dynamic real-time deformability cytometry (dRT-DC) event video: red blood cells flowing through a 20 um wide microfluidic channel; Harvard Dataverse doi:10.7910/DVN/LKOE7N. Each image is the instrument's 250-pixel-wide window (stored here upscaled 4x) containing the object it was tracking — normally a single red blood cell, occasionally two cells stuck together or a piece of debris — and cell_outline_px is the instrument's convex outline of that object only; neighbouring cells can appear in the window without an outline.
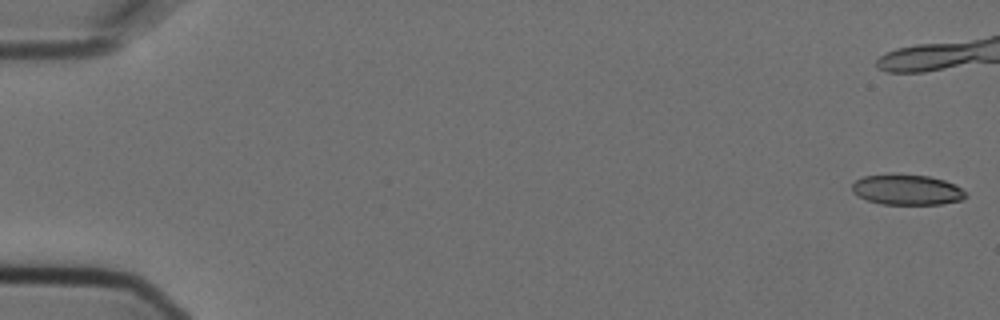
{"species": "Egyptian fruit bat (a non-hibernating species)", "species_latin": "Rousettus aegyptiacus", "temperature_condition": "cold", "stored_images_in_passage": 9, "camera_frame_rate_fps": 3000, "um_per_image_px": 0.085, "animal": {"sex": "female"}, "frame": {"image": 1, "passage_image": 1, "time_ms": 0.0, "image_size_px": [1000, 320], "cell_outline_px": [[968, 196], [964, 200], [940, 204], [880, 204], [868, 200], [852, 192], [852, 184], [856, 180], [864, 176], [892, 172], [896, 172], [928, 176], [944, 180], [960, 188]], "centroid_in_image_um": [77.07, 16.1], "position_along_channel_um": 7.9, "area_um2": 20.46}}